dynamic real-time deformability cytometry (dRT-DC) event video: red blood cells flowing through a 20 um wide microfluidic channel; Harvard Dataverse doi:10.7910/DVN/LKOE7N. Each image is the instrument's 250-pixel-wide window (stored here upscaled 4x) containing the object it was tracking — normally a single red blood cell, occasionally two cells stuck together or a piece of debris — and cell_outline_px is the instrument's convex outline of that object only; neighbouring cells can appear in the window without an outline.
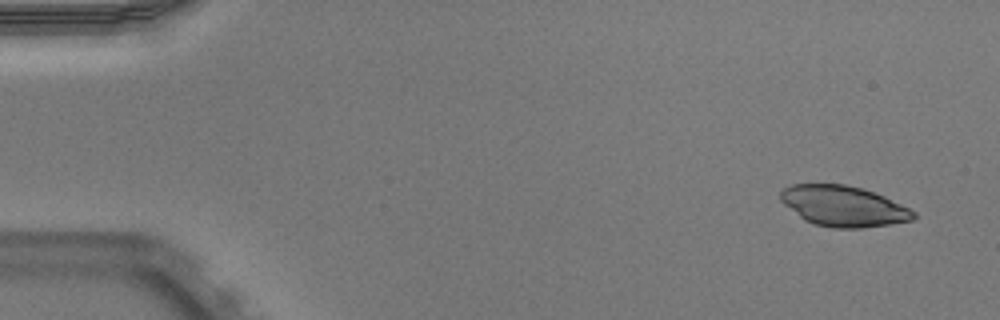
{"species": "Egyptian fruit bat (a non-hibernating species)", "species_latin": "Rousettus aegyptiacus", "temperature_condition": "warm", "stored_images_in_passage": 49, "camera_frame_rate_fps": 3000, "um_per_image_px": 0.085, "animal": {"sex": "male"}, "frame": {"image": 1, "passage_image": 1, "time_ms": 0.0, "image_size_px": [1000, 320], "cell_outline_px": [[916, 216], [912, 220], [888, 224], [860, 228], [832, 228], [816, 224], [804, 220], [784, 204], [780, 200], [780, 192], [784, 188], [792, 184], [844, 184], [860, 188], [884, 196], [916, 212]], "centroid_in_image_um": [71.67, 17.52], "position_along_channel_um": 13.3, "area_um2": 31.15}}
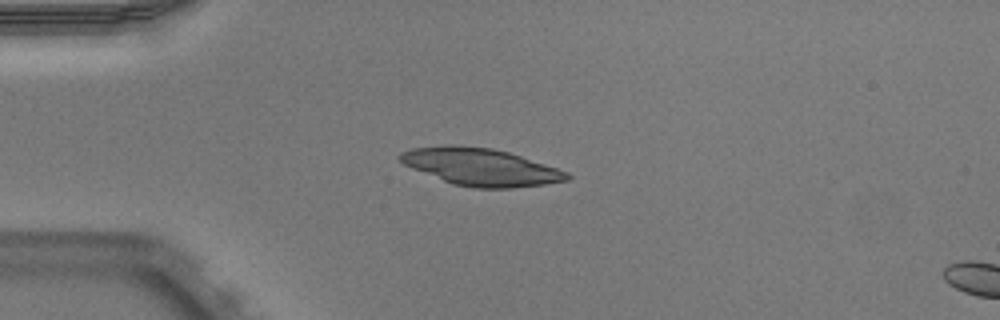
{"frame": {"image": 2, "passage_image": 11, "time_ms": 3.333, "image_size_px": [1000, 320], "cell_outline_px": [[572, 176], [568, 180], [544, 184], [512, 188], [476, 188], [452, 184], [412, 168], [404, 164], [396, 156], [400, 152], [412, 148], [448, 144], [460, 144], [492, 148], [508, 152], [568, 172]], "centroid_in_image_um": [40.81, 14.18], "position_along_channel_um": 44.2, "area_um2": 36.3}}